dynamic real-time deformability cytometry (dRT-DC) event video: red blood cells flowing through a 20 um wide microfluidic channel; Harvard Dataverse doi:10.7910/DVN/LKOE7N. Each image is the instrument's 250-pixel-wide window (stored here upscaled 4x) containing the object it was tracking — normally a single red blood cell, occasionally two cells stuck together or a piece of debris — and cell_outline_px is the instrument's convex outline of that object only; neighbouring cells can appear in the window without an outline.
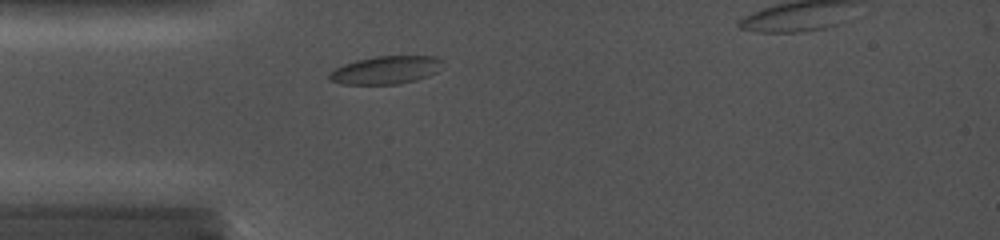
{"species": "common noctule bat (a hibernating species)", "species_latin": "Nyctalus noctula", "temperature_condition": "cold", "stored_images_in_passage": 28, "camera_frame_rate_fps": 5000, "um_per_image_px": 0.085, "animal": {"sex": "female", "body_mass_g": 19.0, "forearm_length_mm": 56.7}, "frame": {"image": 1, "passage_image": 16, "time_ms": 2.0, "image_size_px": [1000, 240], "cell_outline_px": [[444, 60], [436, 72], [428, 76], [416, 80], [400, 84], [340, 84], [328, 80], [328, 72], [344, 64], [356, 60], [376, 56], [436, 56]], "centroid_in_image_um": [32.77, 5.95], "position_along_channel_um": 52.2, "area_um2": 18.61}}
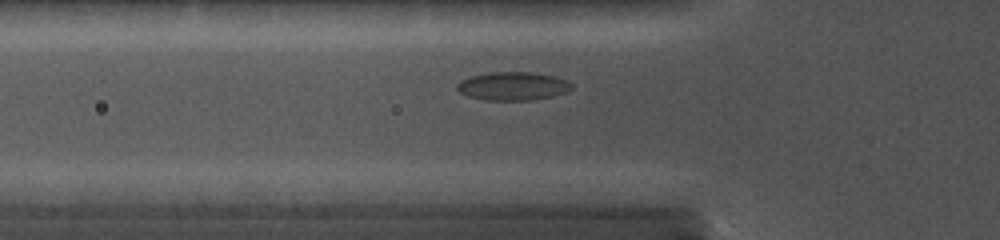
{"frame": {"image": 2, "passage_image": 24, "time_ms": 3.0, "image_size_px": [1000, 240], "cell_outline_px": [[572, 88], [568, 92], [552, 96], [532, 100], [484, 100], [468, 96], [460, 92], [456, 88], [456, 84], [460, 80], [472, 76], [492, 72], [528, 72], [552, 76], [564, 80], [572, 84]], "centroid_in_image_um": [43.56, 7.33], "position_along_channel_um": 82.2, "area_um2": 18.79}}